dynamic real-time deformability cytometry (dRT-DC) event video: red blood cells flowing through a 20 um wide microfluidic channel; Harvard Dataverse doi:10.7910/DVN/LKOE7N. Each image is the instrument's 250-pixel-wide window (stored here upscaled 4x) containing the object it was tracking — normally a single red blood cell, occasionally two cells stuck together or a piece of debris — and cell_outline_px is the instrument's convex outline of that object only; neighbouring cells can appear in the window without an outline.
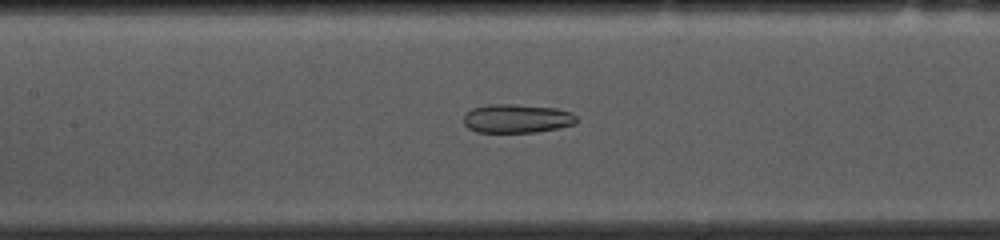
{"species": "common noctule bat (a hibernating species)", "species_latin": "Nyctalus noctula", "temperature_condition": "cold", "stored_images_in_passage": 53, "camera_frame_rate_fps": 3000, "um_per_image_px": 0.085, "animal": {"sex": "female", "body_mass_g": 10.0, "forearm_length_mm": 53.1}, "frame": {"image": 1, "passage_image": 23, "time_ms": 7.333, "image_size_px": [1000, 240], "cell_outline_px": [[576, 124], [536, 132], [476, 132], [468, 128], [464, 124], [464, 116], [472, 108], [492, 104], [512, 104], [556, 108], [572, 112], [576, 116]], "centroid_in_image_um": [43.94, 10.07], "position_along_channel_um": 163.5, "area_um2": 18.84}}
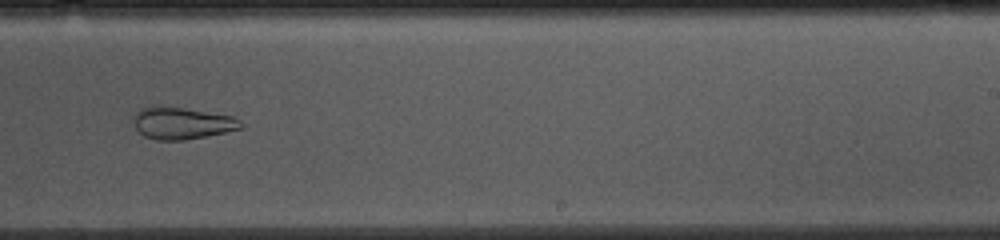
{"frame": {"image": 2, "passage_image": 32, "time_ms": 10.333, "image_size_px": [1000, 240], "cell_outline_px": [[244, 124], [240, 128], [208, 136], [184, 140], [156, 140], [144, 136], [136, 128], [132, 120], [132, 116], [140, 108], [152, 104], [160, 104], [232, 116], [240, 120]], "centroid_in_image_um": [15.39, 10.44], "position_along_channel_um": 273.6, "area_um2": 20.35}}
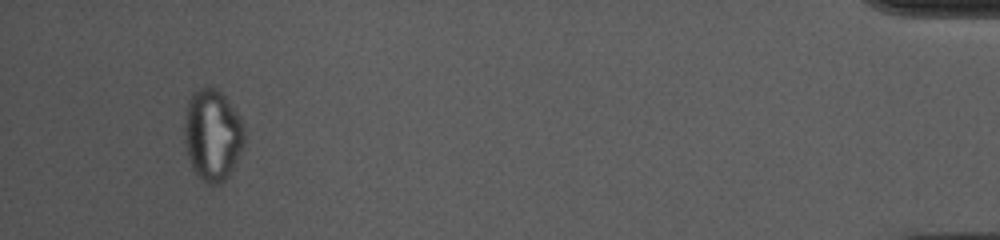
{"frame": {"image": 3, "passage_image": 50, "time_ms": 16.333, "image_size_px": [1000, 240], "cell_outline_px": [[244, 144], [228, 176], [220, 184], [208, 184], [200, 180], [196, 176], [192, 168], [188, 156], [184, 136], [184, 120], [188, 100], [192, 92], [200, 88], [216, 88], [224, 96], [240, 120], [244, 132]], "centroid_in_image_um": [18.02, 11.5], "position_along_channel_um": 417.2, "area_um2": 31.62}, "authors_computed_cell_mechanics": {"area_um2": 24.6806, "velocity_mm_per_s": 3.6834, "shape_relaxation_time_tau1_ms": null, "shape_relaxation_time_tau2_ms": 3.7416, "deformation_change_tau1": null, "deformation_change_tau2": 0.0903}}